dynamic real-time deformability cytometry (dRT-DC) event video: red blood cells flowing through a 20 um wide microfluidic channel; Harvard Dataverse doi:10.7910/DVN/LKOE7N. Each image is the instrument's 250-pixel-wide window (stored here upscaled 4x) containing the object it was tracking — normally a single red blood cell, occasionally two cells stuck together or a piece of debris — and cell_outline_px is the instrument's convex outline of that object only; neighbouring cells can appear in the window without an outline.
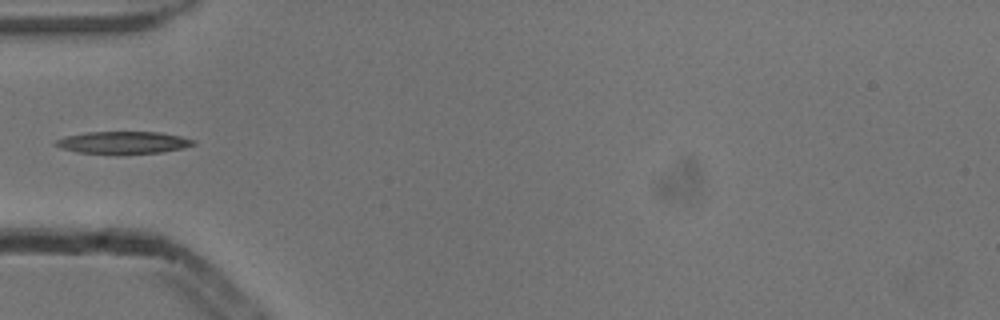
{"species": "common noctule bat (a hibernating species)", "species_latin": "Nyctalus noctula", "temperature_condition": "cold", "stored_images_in_passage": 5, "camera_frame_rate_fps": 3000, "um_per_image_px": 0.085, "animal": {"sex": "male", "body_mass_g": 13.3}, "frame": {"image": 1, "passage_image": 4, "time_ms": 1.0, "image_size_px": [1000, 320], "cell_outline_px": [[196, 144], [184, 148], [160, 152], [120, 156], [76, 152], [60, 148], [52, 144], [56, 140], [68, 136], [88, 132], [160, 132], [180, 136], [196, 140]], "centroid_in_image_um": [10.48, 12.15], "position_along_channel_um": 74.5, "area_um2": 18.5}}
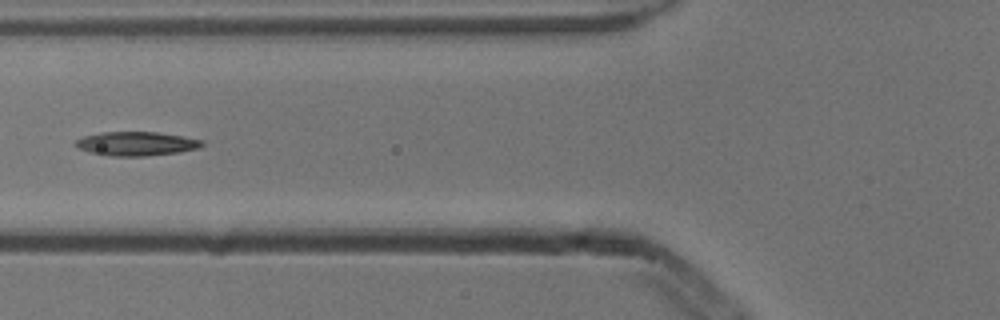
{"frame": {"image": 2, "passage_image": 5, "time_ms": 1.333, "image_size_px": [1000, 320], "cell_outline_px": [[204, 144], [200, 148], [180, 152], [144, 156], [108, 156], [88, 152], [72, 144], [76, 140], [84, 136], [100, 132], [156, 132], [184, 136], [204, 140]], "centroid_in_image_um": [11.6, 12.21], "position_along_channel_um": 114.2, "area_um2": 17.86}}